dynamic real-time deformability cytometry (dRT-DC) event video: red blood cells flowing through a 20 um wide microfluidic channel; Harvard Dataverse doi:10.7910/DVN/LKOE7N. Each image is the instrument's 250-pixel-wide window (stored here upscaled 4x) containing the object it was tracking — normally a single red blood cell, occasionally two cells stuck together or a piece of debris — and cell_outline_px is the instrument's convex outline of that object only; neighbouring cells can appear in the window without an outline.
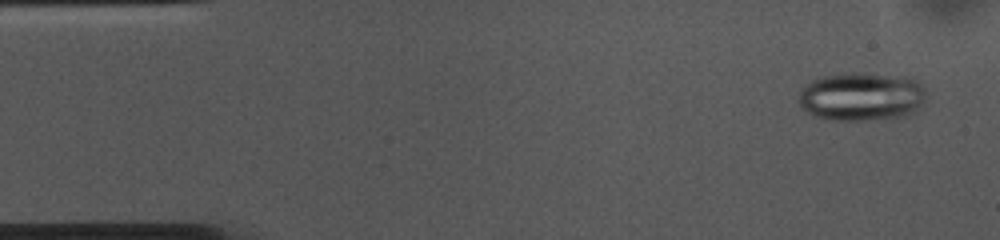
{"species": "common noctule bat (a hibernating species)", "species_latin": "Nyctalus noctula", "temperature_condition": "cold", "stored_images_in_passage": 14, "camera_frame_rate_fps": 3000, "um_per_image_px": 0.085, "animal": {"sex": "female", "body_mass_g": 10.0, "forearm_length_mm": 53.1}, "frame": {"image": 1, "passage_image": 3, "time_ms": 0.667, "image_size_px": [1000, 240], "cell_outline_px": [[924, 100], [920, 108], [916, 112], [908, 116], [864, 120], [828, 120], [812, 116], [800, 108], [796, 100], [796, 96], [800, 88], [804, 84], [820, 76], [848, 72], [856, 72], [904, 76], [916, 80], [924, 88]], "centroid_in_image_um": [73.15, 8.21], "position_along_channel_um": 11.9, "area_um2": 37.05}}